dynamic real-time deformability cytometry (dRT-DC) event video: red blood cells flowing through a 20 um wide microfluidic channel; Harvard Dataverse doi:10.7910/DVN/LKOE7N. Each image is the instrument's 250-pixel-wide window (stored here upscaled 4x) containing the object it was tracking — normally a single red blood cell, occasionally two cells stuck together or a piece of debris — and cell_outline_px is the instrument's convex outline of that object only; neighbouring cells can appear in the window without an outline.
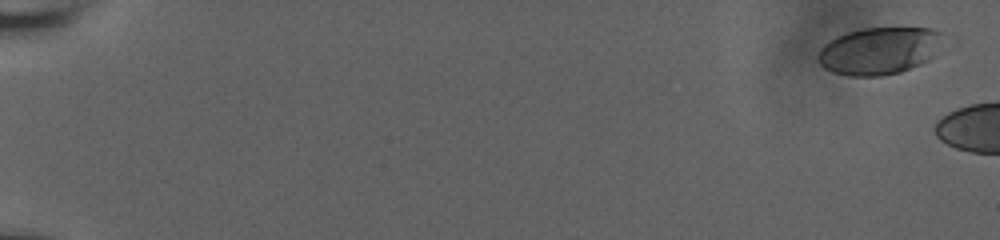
{"species": "human", "species_latin": "Homo sapiens", "temperature_condition": "room temperature", "stored_images_in_passage": 4, "camera_frame_rate_fps": 3000, "um_per_image_px": 0.085, "donor": {"sex": "male"}, "frame": {"image": 1, "passage_image": 2, "time_ms": 0.333, "image_size_px": [1000, 240], "cell_outline_px": [[944, 36], [936, 56], [920, 64], [900, 72], [880, 76], [848, 76], [832, 72], [824, 68], [820, 64], [820, 48], [824, 44], [836, 36], [860, 28], [932, 28], [944, 32]], "centroid_in_image_um": [74.78, 4.31], "position_along_channel_um": 10.2, "area_um2": 34.68}}